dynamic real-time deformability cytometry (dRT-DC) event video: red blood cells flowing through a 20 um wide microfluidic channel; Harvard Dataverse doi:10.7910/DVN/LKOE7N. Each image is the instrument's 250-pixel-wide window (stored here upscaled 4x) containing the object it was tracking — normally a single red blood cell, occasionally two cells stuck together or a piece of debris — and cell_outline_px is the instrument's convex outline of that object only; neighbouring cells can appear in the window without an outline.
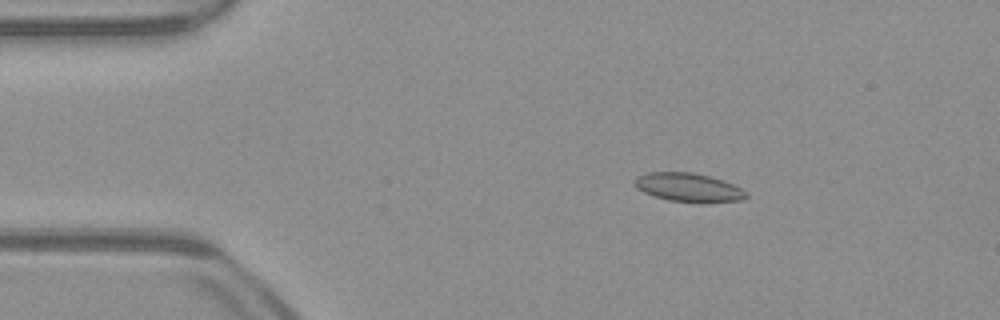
{"species": "common noctule bat (a hibernating species)", "species_latin": "Nyctalus noctula", "temperature_condition": "warm", "stored_images_in_passage": 53, "camera_frame_rate_fps": 3000, "um_per_image_px": 0.085, "animal": {"sex": "male", "body_mass_g": 23.1, "forearm_length_mm": 52.7}, "frame": {"image": 1, "passage_image": 9, "time_ms": 2.667, "image_size_px": [1000, 320], "cell_outline_px": [[748, 196], [740, 200], [668, 200], [644, 192], [636, 188], [632, 180], [636, 176], [648, 172], [692, 172], [724, 180], [748, 192]], "centroid_in_image_um": [58.44, 15.87], "position_along_channel_um": 26.6, "area_um2": 17.92}}
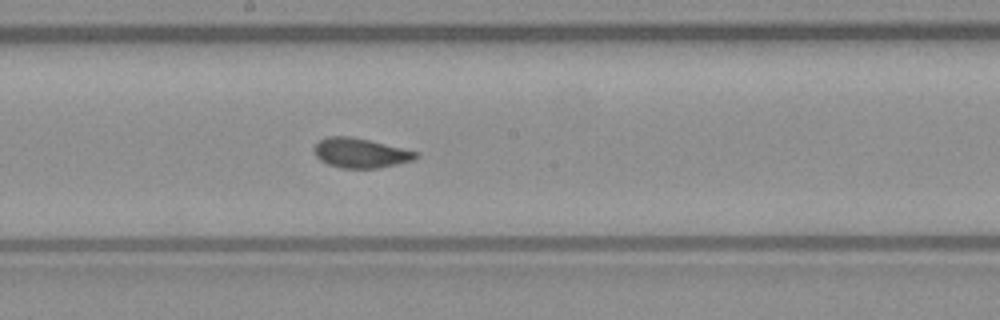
{"frame": {"image": 2, "passage_image": 28, "time_ms": 9.0, "image_size_px": [1000, 320], "cell_outline_px": [[420, 156], [412, 160], [396, 164], [376, 168], [344, 168], [328, 164], [320, 160], [316, 156], [312, 148], [320, 140], [328, 136], [352, 136], [420, 152]], "centroid_in_image_um": [30.64, 12.99], "position_along_channel_um": 217.6, "area_um2": 17.57}}
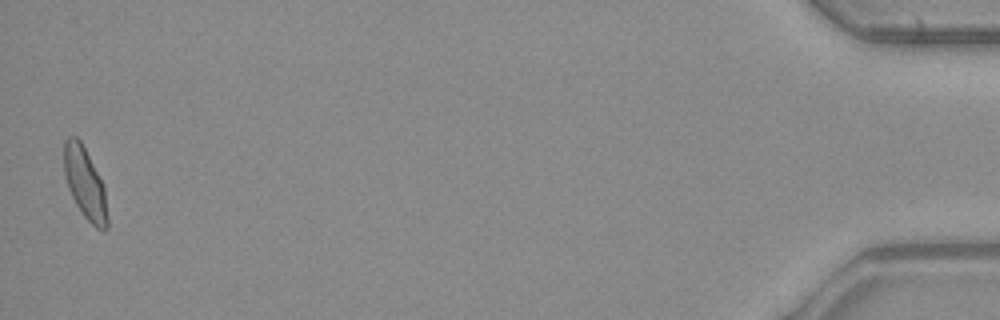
{"frame": {"image": 3, "passage_image": 52, "time_ms": 17.0, "image_size_px": [1000, 320], "cell_outline_px": [[108, 228], [96, 228], [84, 216], [76, 204], [68, 188], [64, 172], [64, 140], [68, 136], [76, 136], [80, 140], [104, 188], [108, 220]], "centroid_in_image_um": [7.19, 15.57], "position_along_channel_um": 428.0, "area_um2": 17.51}, "authors_computed_cell_mechanics": {"area_um2": 17.918, "velocity_mm_per_s": 3.9229, "shape_relaxation_time_tau1_ms": 8.3218, "shape_relaxation_time_tau2_ms": 0.6749, "deformation_change_tau1": 0.163, "deformation_change_tau2": 0.0561}}